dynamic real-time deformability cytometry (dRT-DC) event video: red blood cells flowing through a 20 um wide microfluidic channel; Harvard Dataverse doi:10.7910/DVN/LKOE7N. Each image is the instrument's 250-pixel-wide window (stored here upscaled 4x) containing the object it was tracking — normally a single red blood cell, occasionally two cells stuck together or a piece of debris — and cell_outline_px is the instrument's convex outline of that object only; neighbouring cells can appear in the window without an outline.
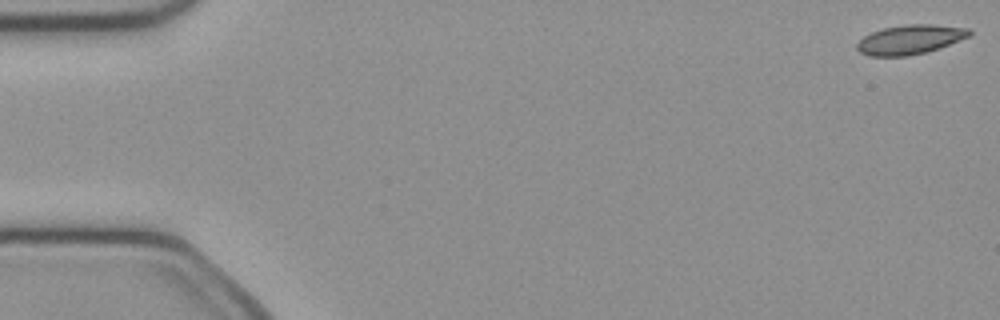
{"species": "common noctule bat (a hibernating species)", "species_latin": "Nyctalus noctula", "temperature_condition": "cold", "stored_images_in_passage": 14, "camera_frame_rate_fps": 3000, "um_per_image_px": 0.085, "animal": {"sex": "female", "body_mass_g": 21.9}, "frame": {"image": 1, "passage_image": 1, "time_ms": 0.0, "image_size_px": [1000, 320], "cell_outline_px": [[972, 36], [924, 52], [908, 56], [868, 56], [860, 52], [856, 48], [856, 44], [864, 36], [872, 32], [884, 28], [908, 24], [932, 24], [968, 28], [972, 32]], "centroid_in_image_um": [77.35, 3.36], "position_along_channel_um": 7.7, "area_um2": 19.07}}